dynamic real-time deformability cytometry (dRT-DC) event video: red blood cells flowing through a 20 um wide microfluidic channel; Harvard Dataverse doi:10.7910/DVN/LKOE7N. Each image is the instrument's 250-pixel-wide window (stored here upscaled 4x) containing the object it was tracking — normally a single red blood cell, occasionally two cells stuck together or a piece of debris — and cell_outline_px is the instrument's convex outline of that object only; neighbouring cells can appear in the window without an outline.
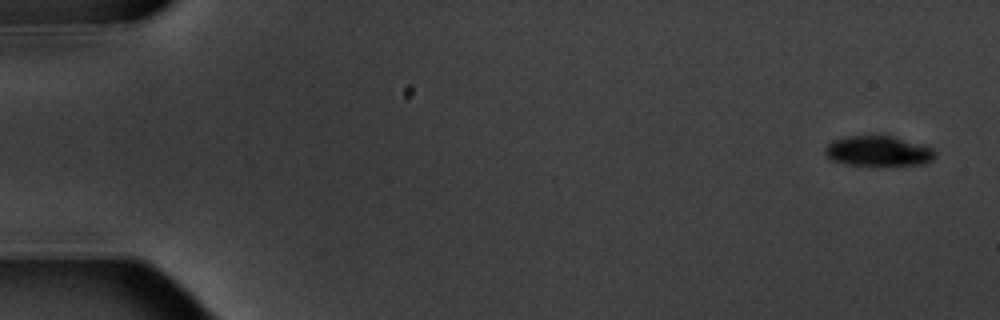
{"species": "common noctule bat (a hibernating species)", "species_latin": "Nyctalus noctula", "temperature_condition": "warm", "stored_images_in_passage": 8, "camera_frame_rate_fps": 3000, "um_per_image_px": 0.085, "animal": {"sex": "male", "body_mass_g": 20.1, "forearm_length_mm": 53.5}, "frame": {"image": 1, "passage_image": 1, "time_ms": 0.0, "image_size_px": [1000, 320], "cell_outline_px": [[936, 156], [932, 160], [924, 164], [848, 164], [832, 160], [824, 156], [824, 148], [828, 144], [836, 140], [848, 136], [892, 136], [932, 148], [936, 152]], "centroid_in_image_um": [74.63, 12.83], "position_along_channel_um": 10.4, "area_um2": 18.84}}
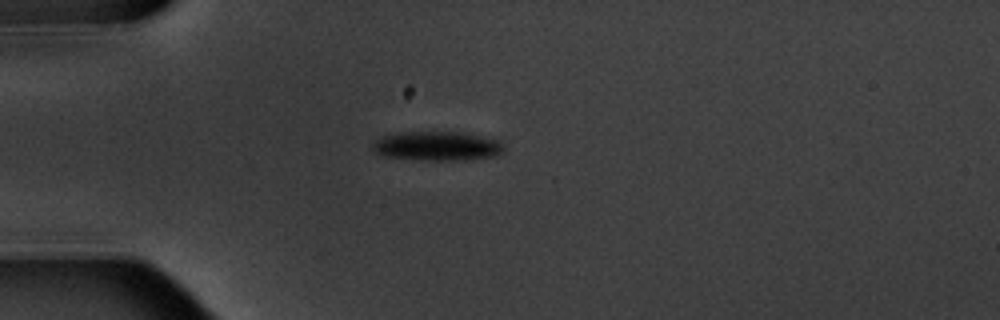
{"frame": {"image": 2, "passage_image": 5, "time_ms": 4.667, "image_size_px": [1000, 320], "cell_outline_px": [[504, 148], [496, 156], [464, 160], [424, 160], [384, 156], [376, 152], [372, 148], [372, 144], [376, 140], [384, 136], [400, 132], [456, 132], [500, 140]], "centroid_in_image_um": [37.15, 12.42], "position_along_channel_um": 47.9, "area_um2": 22.08}}